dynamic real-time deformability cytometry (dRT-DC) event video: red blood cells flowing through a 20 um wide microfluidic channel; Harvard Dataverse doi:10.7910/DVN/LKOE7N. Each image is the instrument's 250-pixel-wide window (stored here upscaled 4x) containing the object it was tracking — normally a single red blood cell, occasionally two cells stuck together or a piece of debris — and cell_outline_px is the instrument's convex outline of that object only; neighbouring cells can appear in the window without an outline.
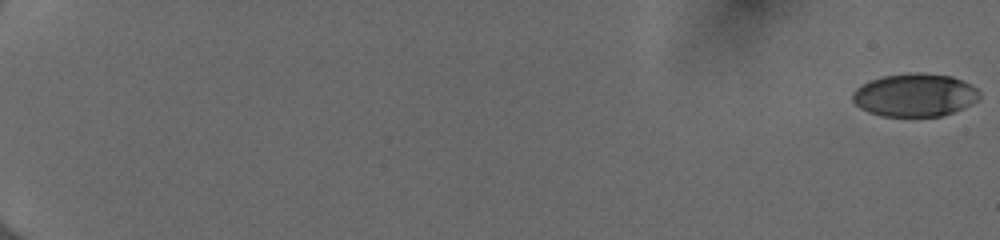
{"species": "human", "species_latin": "Homo sapiens", "temperature_condition": "cold", "stored_images_in_passage": 55, "camera_frame_rate_fps": 3000, "um_per_image_px": 0.085, "donor": {"sex": "female"}, "frame": {"image": 1, "passage_image": 1, "time_ms": 0.0, "image_size_px": [1000, 240], "cell_outline_px": [[980, 100], [964, 108], [940, 116], [880, 116], [868, 112], [860, 108], [852, 100], [852, 92], [856, 88], [872, 80], [884, 76], [908, 72], [920, 72], [952, 76], [972, 84], [980, 92]], "centroid_in_image_um": [77.79, 8.07], "position_along_channel_um": 7.2, "area_um2": 32.08}}
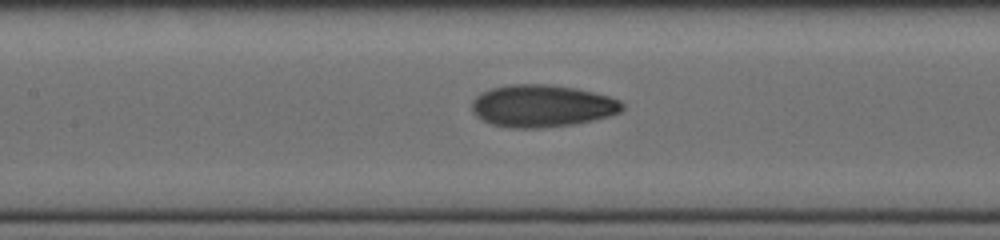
{"frame": {"image": 2, "passage_image": 30, "time_ms": 9.667, "image_size_px": [1000, 240], "cell_outline_px": [[624, 108], [620, 112], [608, 116], [576, 124], [540, 128], [508, 128], [492, 124], [476, 116], [472, 112], [472, 100], [480, 92], [492, 88], [508, 84], [548, 84], [576, 88], [608, 96], [620, 100], [624, 104]], "centroid_in_image_um": [46.06, 9.0], "position_along_channel_um": 161.3, "area_um2": 37.22}}
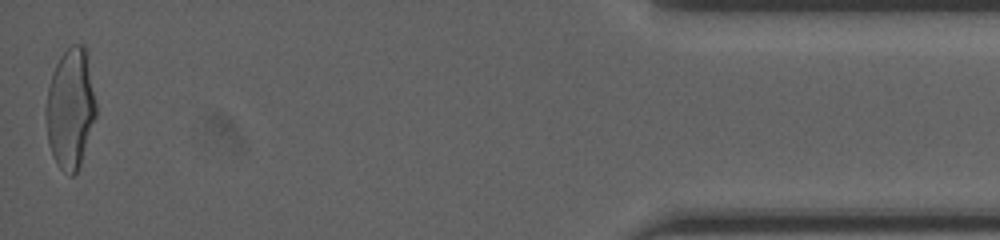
{"frame": {"image": 3, "passage_image": 55, "time_ms": 18.0, "image_size_px": [1000, 240], "cell_outline_px": [[96, 116], [80, 164], [76, 172], [72, 176], [68, 176], [56, 164], [52, 156], [48, 140], [44, 112], [44, 108], [48, 88], [52, 72], [60, 56], [72, 44], [84, 44], [88, 52], [96, 104]], "centroid_in_image_um": [5.98, 9.2], "position_along_channel_um": 429.2, "area_um2": 35.55}, "authors_computed_cell_mechanics": {"area_um2": 34.7378, "velocity_mm_per_s": 4.0201, "shape_relaxation_time_tau1_ms": 3.8564, "shape_relaxation_time_tau2_ms": 1.2273, "deformation_change_tau1": 0.1722, "deformation_change_tau2": 0.069}}